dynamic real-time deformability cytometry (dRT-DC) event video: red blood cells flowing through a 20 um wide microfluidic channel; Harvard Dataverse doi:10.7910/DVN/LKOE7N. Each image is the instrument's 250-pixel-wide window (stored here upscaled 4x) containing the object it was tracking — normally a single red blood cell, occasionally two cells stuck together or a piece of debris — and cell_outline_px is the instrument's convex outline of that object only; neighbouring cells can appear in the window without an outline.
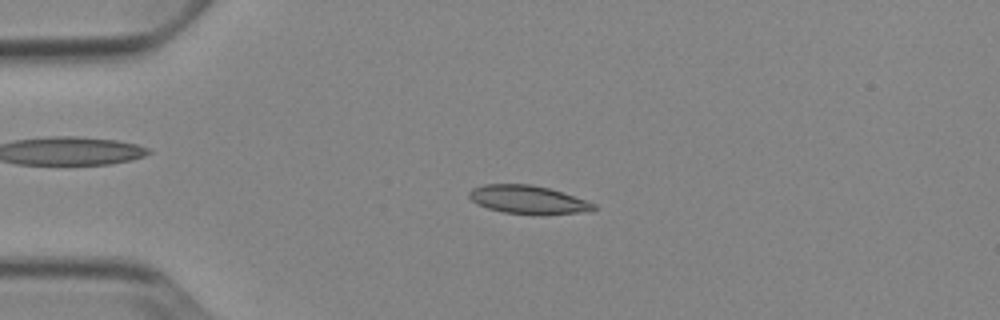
{"species": "Egyptian fruit bat (a non-hibernating species)", "species_latin": "Rousettus aegyptiacus", "temperature_condition": "cold", "stored_images_in_passage": 50, "camera_frame_rate_fps": 3000, "um_per_image_px": 0.085, "animal": {"sex": "female"}, "frame": {"image": 1, "passage_image": 10, "time_ms": 3.0, "image_size_px": [1000, 320], "cell_outline_px": [[596, 208], [588, 212], [540, 216], [536, 216], [504, 212], [488, 208], [476, 204], [468, 196], [468, 192], [472, 188], [484, 184], [532, 184], [548, 188], [596, 204]], "centroid_in_image_um": [44.87, 17.0], "position_along_channel_um": 40.1, "area_um2": 20.87}}
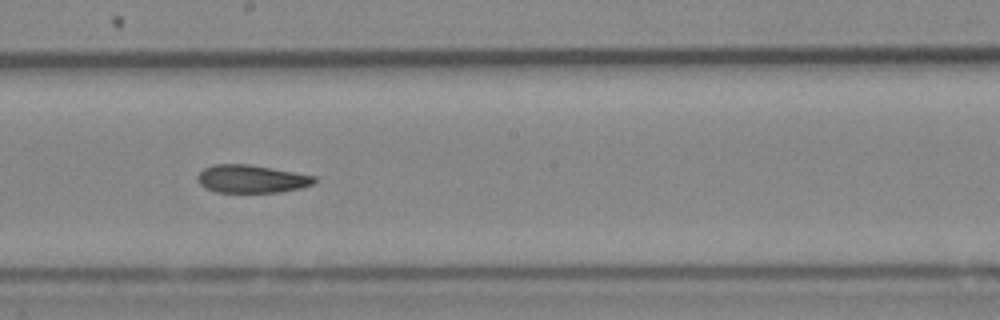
{"frame": {"image": 2, "passage_image": 27, "time_ms": 8.667, "image_size_px": [1000, 320], "cell_outline_px": [[316, 180], [312, 184], [300, 188], [280, 192], [216, 192], [204, 188], [196, 180], [196, 176], [204, 168], [212, 164], [248, 164], [316, 176]], "centroid_in_image_um": [21.32, 15.21], "position_along_channel_um": 226.9, "area_um2": 19.02}}
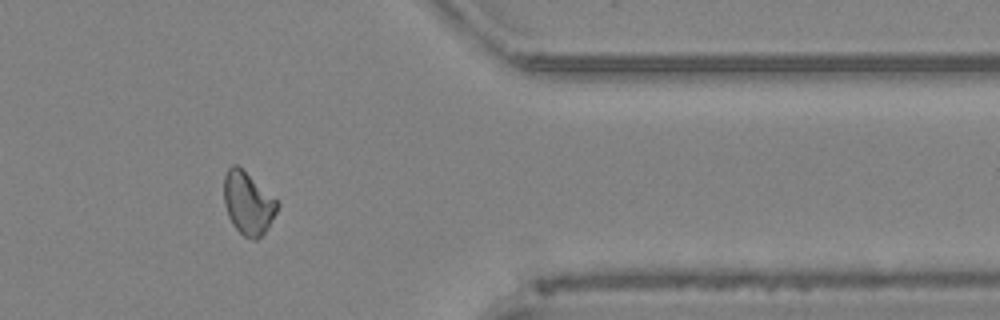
{"frame": {"image": 3, "passage_image": 41, "time_ms": 13.333, "image_size_px": [1000, 320], "cell_outline_px": [[280, 204], [276, 212], [264, 232], [256, 240], [252, 240], [244, 236], [232, 224], [228, 216], [224, 204], [224, 176], [228, 168], [232, 164], [236, 164], [276, 200]], "centroid_in_image_um": [21.05, 17.28], "position_along_channel_um": 390.4, "area_um2": 19.02}, "authors_computed_cell_mechanics": {"area_um2": 19.7098, "velocity_mm_per_s": 3.8555, "shape_relaxation_time_tau1_ms": 8.1134, "shape_relaxation_time_tau2_ms": 4.4957, "deformation_change_tau1": 0.1799, "deformation_change_tau2": 0.1129}}